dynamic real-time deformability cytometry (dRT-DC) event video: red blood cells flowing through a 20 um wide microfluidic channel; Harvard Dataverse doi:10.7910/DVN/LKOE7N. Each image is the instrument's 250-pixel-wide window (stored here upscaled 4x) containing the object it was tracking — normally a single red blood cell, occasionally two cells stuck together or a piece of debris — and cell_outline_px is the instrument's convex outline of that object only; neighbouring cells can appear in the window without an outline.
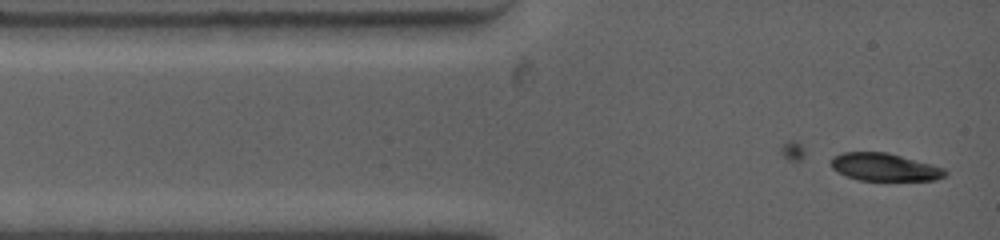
{"species": "common noctule bat (a hibernating species)", "species_latin": "Nyctalus noctula", "temperature_condition": "warm", "stored_images_in_passage": 7, "camera_frame_rate_fps": 4500, "um_per_image_px": 0.085, "animal": {"sex": "female", "body_mass_g": 19.0, "forearm_length_mm": 53.3}, "frame": {"image": 1, "passage_image": 1, "time_ms": 0.0, "image_size_px": [1000, 240], "cell_outline_px": [[948, 176], [936, 180], [860, 180], [848, 176], [832, 168], [828, 160], [832, 156], [844, 152], [888, 152], [932, 164], [944, 168], [948, 172]], "centroid_in_image_um": [75.21, 14.19], "position_along_channel_um": 9.8, "area_um2": 18.55}}
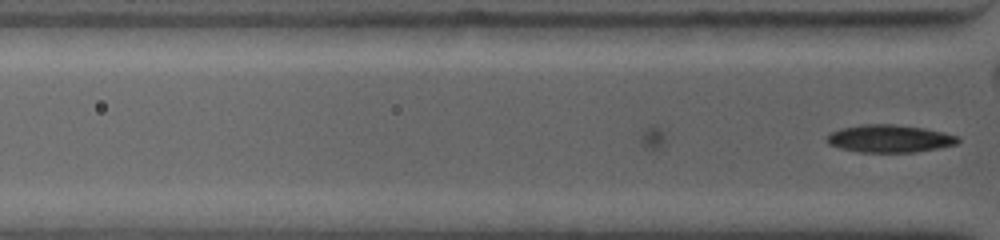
{"frame": {"image": 2, "passage_image": 7, "time_ms": 2.0, "image_size_px": [1000, 240], "cell_outline_px": [[960, 140], [956, 144], [916, 152], [860, 152], [840, 148], [828, 144], [824, 140], [832, 132], [840, 128], [864, 124], [896, 124], [924, 128], [944, 132], [960, 136]], "centroid_in_image_um": [75.61, 11.77], "position_along_channel_um": 50.2, "area_um2": 21.15}}